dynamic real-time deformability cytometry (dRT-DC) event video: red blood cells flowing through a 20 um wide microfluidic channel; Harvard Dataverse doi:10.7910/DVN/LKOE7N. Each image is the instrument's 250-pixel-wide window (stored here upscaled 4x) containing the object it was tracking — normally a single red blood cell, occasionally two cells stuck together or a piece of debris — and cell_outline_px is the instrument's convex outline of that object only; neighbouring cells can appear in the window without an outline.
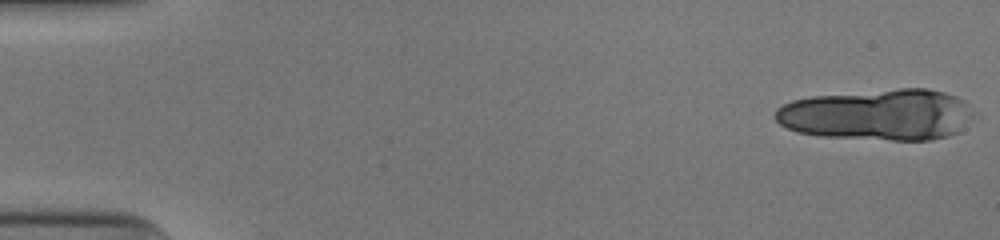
{"species": "human", "species_latin": "Homo sapiens", "temperature_condition": "cold", "stored_images_in_passage": 15, "camera_frame_rate_fps": 3000, "um_per_image_px": 0.085, "donor": {"sex": "male"}, "frame": {"image": 1, "passage_image": 1, "time_ms": 0.0, "image_size_px": [1000, 240], "cell_outline_px": [[976, 116], [972, 120], [956, 132], [948, 136], [928, 140], [892, 140], [820, 136], [800, 132], [788, 128], [780, 124], [776, 120], [776, 108], [792, 100], [812, 96], [900, 88], [928, 88], [944, 92], [956, 96], [964, 100], [968, 104]], "centroid_in_image_um": [74.66, 9.74], "position_along_channel_um": 10.3, "area_um2": 59.3}}